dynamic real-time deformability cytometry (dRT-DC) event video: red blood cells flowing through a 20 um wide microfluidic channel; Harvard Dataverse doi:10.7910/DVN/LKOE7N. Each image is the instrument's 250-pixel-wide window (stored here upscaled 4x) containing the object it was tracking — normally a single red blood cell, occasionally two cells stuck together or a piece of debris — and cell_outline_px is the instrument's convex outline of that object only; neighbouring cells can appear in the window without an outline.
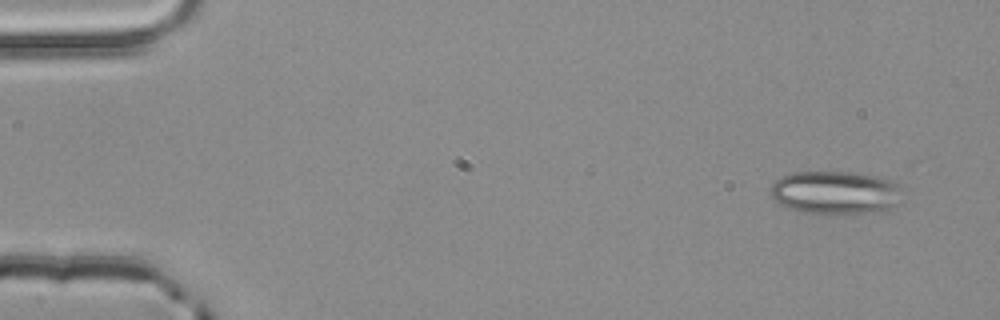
{"species": "common noctule bat (a hibernating species)", "species_latin": "Nyctalus noctula", "temperature_condition": "room temperature", "stored_images_in_passage": 4, "camera_frame_rate_fps": 3000, "um_per_image_px": 0.085, "animal": {"sex": "male", "body_mass_g": 20.4}, "frame": {"image": 1, "passage_image": 1, "time_ms": 0.0, "image_size_px": [1000, 320], "cell_outline_px": [[904, 204], [884, 212], [836, 216], [800, 212], [788, 208], [780, 204], [772, 196], [772, 184], [776, 180], [792, 172], [856, 172], [880, 176], [892, 180], [896, 184]], "centroid_in_image_um": [71.11, 16.42], "position_along_channel_um": 13.9, "area_um2": 34.39}}